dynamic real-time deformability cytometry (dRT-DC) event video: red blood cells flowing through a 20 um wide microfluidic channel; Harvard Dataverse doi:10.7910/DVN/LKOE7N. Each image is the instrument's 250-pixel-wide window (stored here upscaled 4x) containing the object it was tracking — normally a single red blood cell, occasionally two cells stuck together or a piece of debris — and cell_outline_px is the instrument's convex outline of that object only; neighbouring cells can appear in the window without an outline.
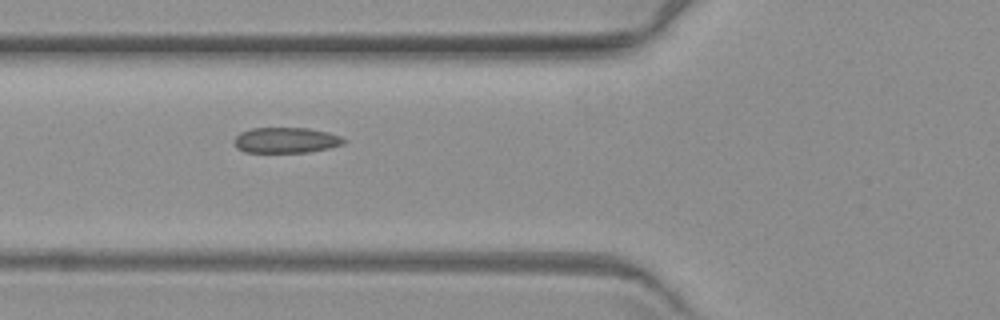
{"species": "common noctule bat (a hibernating species)", "species_latin": "Nyctalus noctula", "temperature_condition": "warm", "stored_images_in_passage": 5, "camera_frame_rate_fps": 3000, "um_per_image_px": 0.085, "animal": {"sex": "female", "body_mass_g": 19.3, "forearm_length_mm": 54.1}, "frame": {"image": 1, "passage_image": 2, "time_ms": 1.0, "image_size_px": [1000, 320], "cell_outline_px": [[348, 140], [344, 144], [328, 148], [308, 152], [244, 152], [236, 148], [236, 136], [240, 132], [252, 128], [308, 128], [328, 132], [340, 136]], "centroid_in_image_um": [24.34, 11.91], "position_along_channel_um": 101.5, "area_um2": 16.3}}
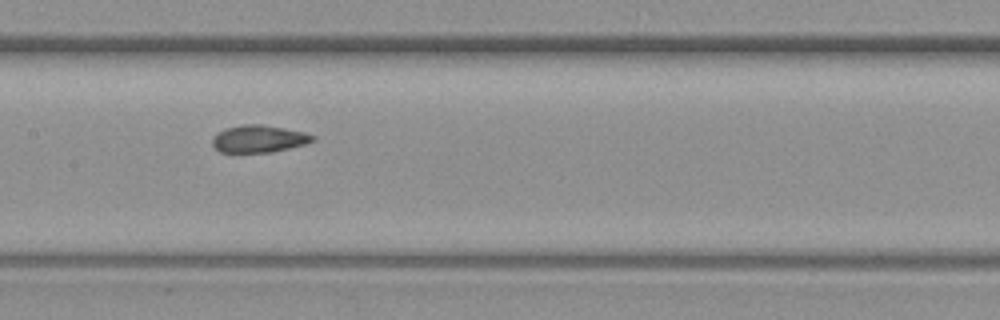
{"frame": {"image": 2, "passage_image": 4, "time_ms": 3.333, "image_size_px": [1000, 320], "cell_outline_px": [[316, 140], [304, 144], [288, 148], [268, 152], [220, 152], [212, 144], [212, 140], [224, 128], [244, 124], [264, 124], [304, 132], [316, 136]], "centroid_in_image_um": [22.02, 11.79], "position_along_channel_um": 185.4, "area_um2": 15.78}}
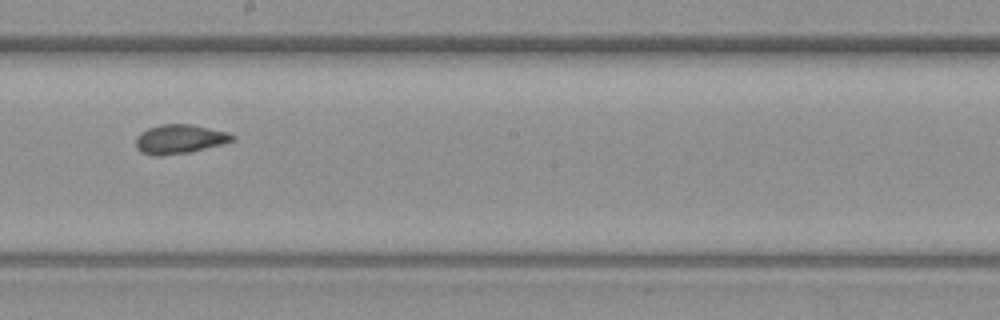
{"frame": {"image": 3, "passage_image": 5, "time_ms": 4.667, "image_size_px": [1000, 320], "cell_outline_px": [[236, 140], [188, 152], [160, 156], [156, 156], [144, 152], [136, 148], [136, 136], [140, 132], [148, 128], [160, 124], [192, 124], [228, 132], [236, 136]], "centroid_in_image_um": [15.26, 11.8], "position_along_channel_um": 232.9, "area_um2": 16.3}}